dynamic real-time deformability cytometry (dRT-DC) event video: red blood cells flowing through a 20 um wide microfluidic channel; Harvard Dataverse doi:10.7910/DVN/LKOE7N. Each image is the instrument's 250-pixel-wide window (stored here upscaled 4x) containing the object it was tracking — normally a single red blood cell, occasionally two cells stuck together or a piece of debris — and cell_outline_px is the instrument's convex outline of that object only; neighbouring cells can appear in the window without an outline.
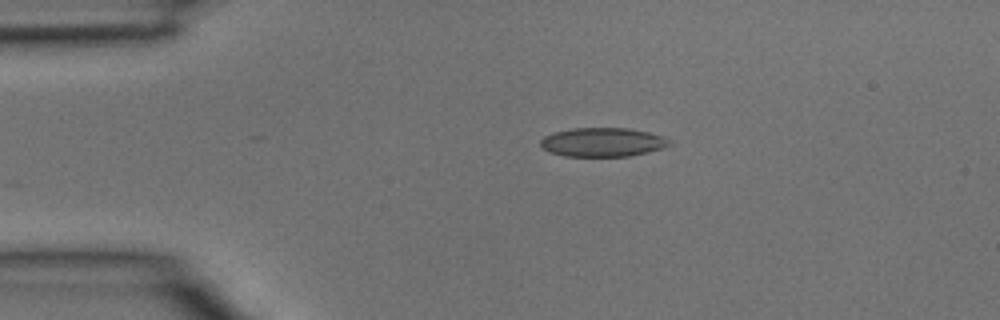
{"species": "common noctule bat (a hibernating species)", "species_latin": "Nyctalus noctula", "temperature_condition": "room temperature", "stored_images_in_passage": 26, "camera_frame_rate_fps": 3000, "um_per_image_px": 0.085, "animal": {"sex": "male", "body_mass_g": 15.6}, "frame": {"image": 1, "passage_image": 1, "time_ms": 0.0, "image_size_px": [1000, 320], "cell_outline_px": [[672, 144], [648, 152], [628, 156], [564, 156], [548, 152], [540, 144], [540, 140], [544, 136], [556, 132], [572, 128], [628, 128], [648, 132], [664, 136]], "centroid_in_image_um": [51.21, 12.08], "position_along_channel_um": 33.8, "area_um2": 21.62}}